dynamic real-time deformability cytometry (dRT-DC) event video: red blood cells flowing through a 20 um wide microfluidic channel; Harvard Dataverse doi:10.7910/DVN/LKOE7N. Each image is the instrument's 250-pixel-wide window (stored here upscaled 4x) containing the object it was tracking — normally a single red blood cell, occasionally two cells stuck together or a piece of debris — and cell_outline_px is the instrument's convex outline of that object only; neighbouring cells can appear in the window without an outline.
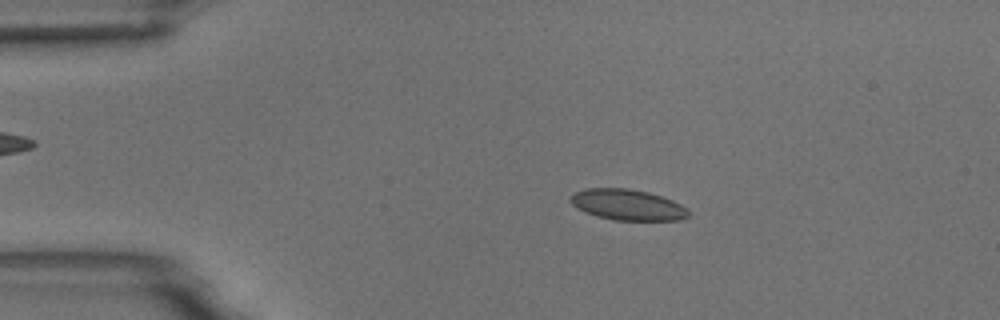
{"species": "common noctule bat (a hibernating species)", "species_latin": "Nyctalus noctula", "temperature_condition": "room temperature", "stored_images_in_passage": 8, "camera_frame_rate_fps": 3000, "um_per_image_px": 0.085, "animal": {"sex": "male", "body_mass_g": 18.8}, "frame": {"image": 1, "passage_image": 3, "time_ms": 2.333, "image_size_px": [1000, 320], "cell_outline_px": [[688, 216], [680, 220], [612, 220], [596, 216], [584, 212], [572, 204], [568, 200], [576, 192], [588, 188], [628, 188], [648, 192], [672, 200], [688, 208]], "centroid_in_image_um": [53.33, 17.41], "position_along_channel_um": 31.7, "area_um2": 21.15}}
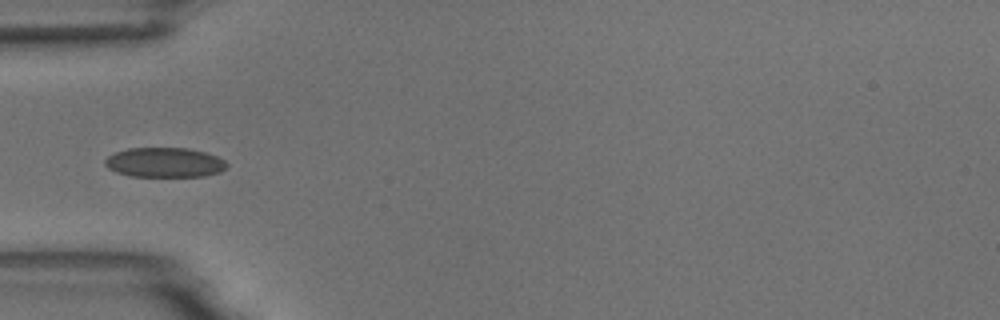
{"frame": {"image": 2, "passage_image": 5, "time_ms": 4.667, "image_size_px": [1000, 320], "cell_outline_px": [[228, 168], [220, 172], [204, 176], [132, 176], [116, 172], [108, 168], [104, 164], [104, 160], [108, 156], [116, 152], [128, 148], [188, 148], [204, 152], [216, 156], [224, 160], [228, 164]], "centroid_in_image_um": [14.0, 13.81], "position_along_channel_um": 71.0, "area_um2": 21.1}}